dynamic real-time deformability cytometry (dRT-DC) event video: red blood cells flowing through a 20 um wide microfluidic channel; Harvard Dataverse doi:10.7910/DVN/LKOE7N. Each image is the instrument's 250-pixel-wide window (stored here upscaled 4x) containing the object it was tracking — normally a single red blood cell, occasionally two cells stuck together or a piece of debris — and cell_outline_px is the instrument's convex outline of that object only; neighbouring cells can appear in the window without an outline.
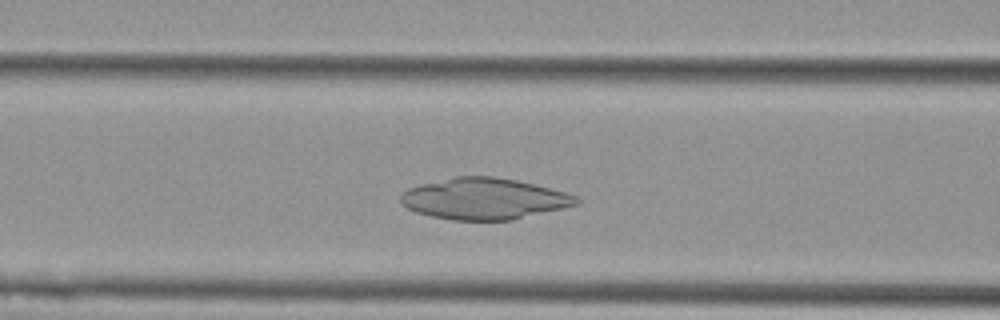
{"species": "Egyptian fruit bat (a non-hibernating species)", "species_latin": "Rousettus aegyptiacus", "temperature_condition": "cold", "stored_images_in_passage": 43, "camera_frame_rate_fps": 3000, "um_per_image_px": 0.085, "animal": {"sex": "female"}, "frame": {"image": 1, "passage_image": 11, "time_ms": 3.333, "image_size_px": [1000, 320], "cell_outline_px": [[580, 204], [512, 220], [452, 220], [432, 216], [416, 212], [400, 204], [400, 196], [408, 188], [420, 184], [456, 176], [496, 176], [536, 184], [564, 192], [576, 196], [580, 200]], "centroid_in_image_um": [41.15, 16.89], "position_along_channel_um": 125.5, "area_um2": 42.31}}
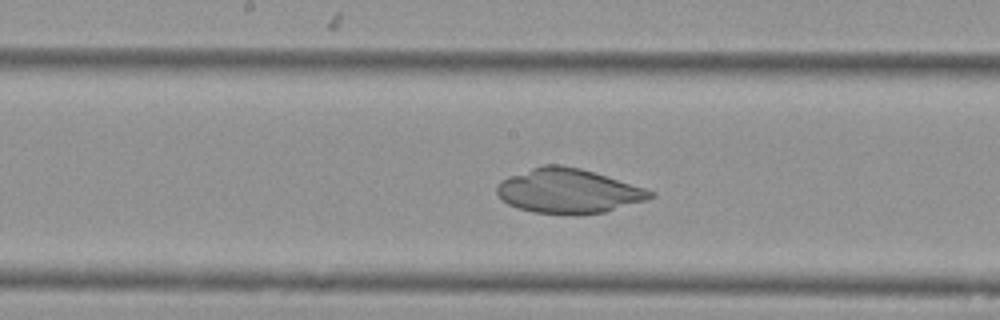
{"frame": {"image": 2, "passage_image": 17, "time_ms": 5.333, "image_size_px": [1000, 320], "cell_outline_px": [[656, 196], [644, 200], [604, 212], [536, 212], [516, 208], [508, 204], [496, 192], [496, 184], [500, 180], [508, 176], [544, 164], [560, 164], [580, 168], [644, 188], [656, 192]], "centroid_in_image_um": [48.26, 16.19], "position_along_channel_um": 199.9, "area_um2": 38.78}}
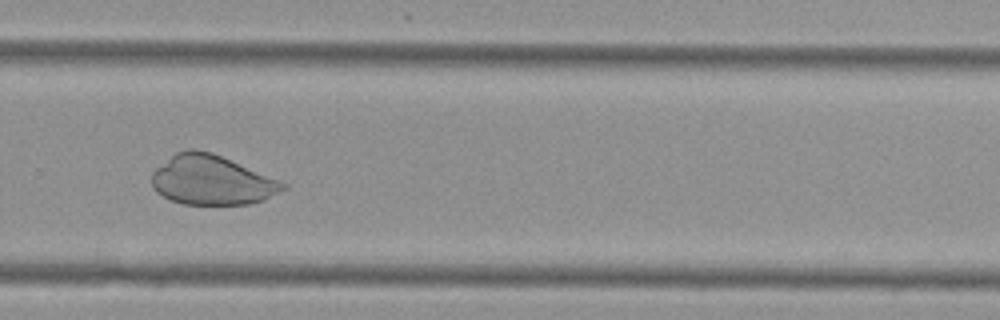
{"frame": {"image": 3, "passage_image": 26, "time_ms": 8.333, "image_size_px": [1000, 320], "cell_outline_px": [[288, 188], [264, 200], [248, 204], [184, 204], [172, 200], [156, 192], [152, 188], [152, 172], [156, 168], [176, 152], [188, 148], [196, 148], [212, 152], [288, 184]], "centroid_in_image_um": [17.99, 15.3], "position_along_channel_um": 311.8, "area_um2": 37.8}}